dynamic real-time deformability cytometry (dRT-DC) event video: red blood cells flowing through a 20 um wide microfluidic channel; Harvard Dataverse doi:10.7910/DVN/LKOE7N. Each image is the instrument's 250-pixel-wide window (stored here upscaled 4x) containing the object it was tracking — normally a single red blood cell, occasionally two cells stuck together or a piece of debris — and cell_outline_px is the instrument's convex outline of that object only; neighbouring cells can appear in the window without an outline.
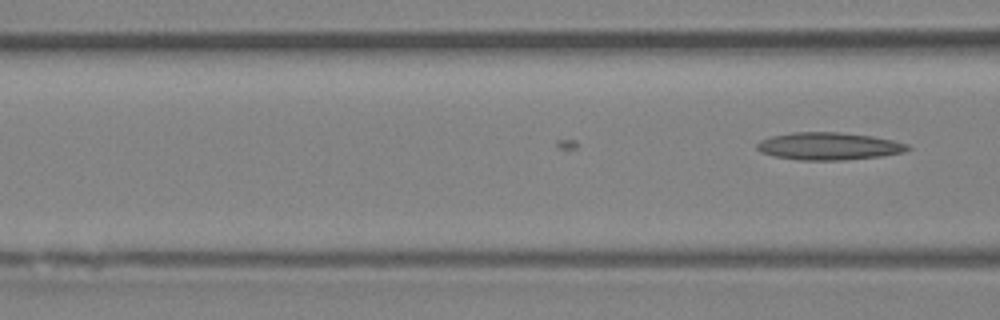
{"species": "Egyptian fruit bat (a non-hibernating species)", "species_latin": "Rousettus aegyptiacus", "temperature_condition": "room temperature", "stored_images_in_passage": 13, "camera_frame_rate_fps": 3000, "um_per_image_px": 0.085, "animal": {"sex": "female"}, "frame": {"image": 1, "passage_image": 13, "time_ms": 4.0, "image_size_px": [1000, 320], "cell_outline_px": [[912, 148], [904, 152], [880, 156], [844, 160], [800, 160], [776, 156], [760, 152], [756, 148], [756, 144], [760, 140], [772, 136], [792, 132], [840, 132], [872, 136], [892, 140], [908, 144]], "centroid_in_image_um": [70.45, 12.42], "position_along_channel_um": 96.2, "area_um2": 24.1}}